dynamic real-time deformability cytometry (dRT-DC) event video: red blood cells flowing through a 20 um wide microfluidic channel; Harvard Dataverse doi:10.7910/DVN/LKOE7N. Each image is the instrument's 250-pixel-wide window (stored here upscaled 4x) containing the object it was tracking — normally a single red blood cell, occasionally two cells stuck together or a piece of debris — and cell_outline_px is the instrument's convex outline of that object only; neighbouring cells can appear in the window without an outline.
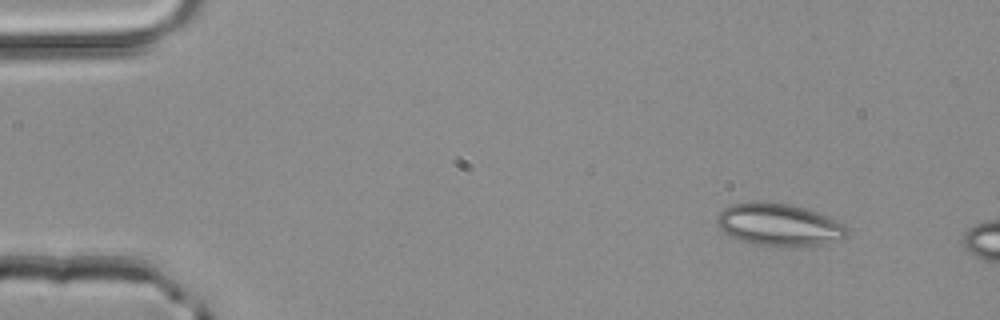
{"species": "common noctule bat (a hibernating species)", "species_latin": "Nyctalus noctula", "temperature_condition": "room temperature", "stored_images_in_passage": 3, "camera_frame_rate_fps": 3000, "um_per_image_px": 0.085, "animal": {"sex": "male", "body_mass_g": 20.4}, "frame": {"image": 1, "passage_image": 1, "time_ms": 0.0, "image_size_px": [1000, 320], "cell_outline_px": [[848, 232], [844, 236], [824, 244], [788, 248], [748, 244], [724, 232], [716, 224], [716, 216], [724, 208], [732, 204], [756, 200], [764, 200], [788, 204], [804, 208], [816, 212], [836, 220], [844, 224], [848, 228]], "centroid_in_image_um": [66.16, 19.11], "position_along_channel_um": 18.8, "area_um2": 32.6}}